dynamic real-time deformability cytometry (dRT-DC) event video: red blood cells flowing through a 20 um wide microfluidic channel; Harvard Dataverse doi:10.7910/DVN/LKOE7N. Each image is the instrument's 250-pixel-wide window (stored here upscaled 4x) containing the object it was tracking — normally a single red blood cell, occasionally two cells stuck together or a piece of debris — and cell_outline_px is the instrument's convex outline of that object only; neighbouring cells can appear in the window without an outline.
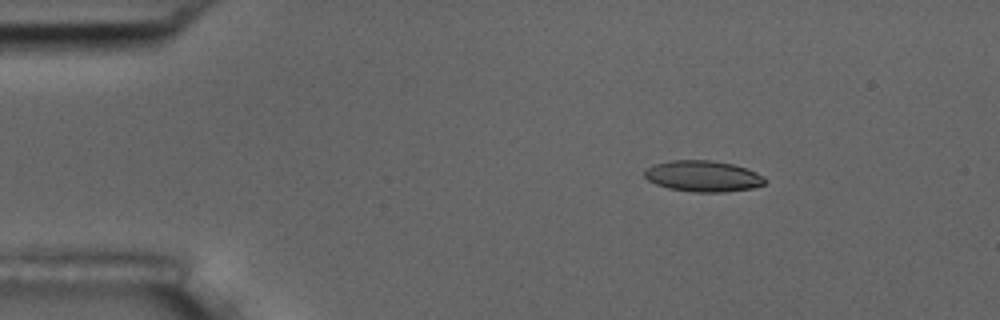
{"species": "common noctule bat (a hibernating species)", "species_latin": "Nyctalus noctula", "temperature_condition": "room temperature", "stored_images_in_passage": 4, "camera_frame_rate_fps": 3000, "um_per_image_px": 0.085, "animal": {"sex": "male", "body_mass_g": 17.5, "forearm_length_mm": 52.3}, "frame": {"image": 1, "passage_image": 3, "time_ms": 2.333, "image_size_px": [1000, 320], "cell_outline_px": [[768, 180], [764, 184], [752, 188], [724, 192], [696, 192], [668, 188], [656, 184], [648, 180], [644, 176], [644, 172], [652, 164], [672, 160], [712, 160], [732, 164], [756, 172]], "centroid_in_image_um": [59.75, 14.97], "position_along_channel_um": 25.3, "area_um2": 21.73}}